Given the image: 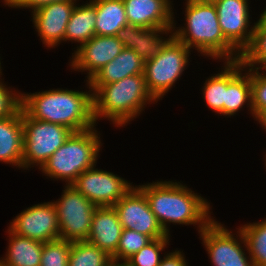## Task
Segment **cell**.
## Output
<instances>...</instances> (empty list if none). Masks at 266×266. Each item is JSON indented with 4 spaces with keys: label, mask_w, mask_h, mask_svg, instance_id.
<instances>
[{
    "label": "cell",
    "mask_w": 266,
    "mask_h": 266,
    "mask_svg": "<svg viewBox=\"0 0 266 266\" xmlns=\"http://www.w3.org/2000/svg\"><path fill=\"white\" fill-rule=\"evenodd\" d=\"M10 221L7 227L19 236L42 243L60 238L57 210L52 201L26 206Z\"/></svg>",
    "instance_id": "cell-12"
},
{
    "label": "cell",
    "mask_w": 266,
    "mask_h": 266,
    "mask_svg": "<svg viewBox=\"0 0 266 266\" xmlns=\"http://www.w3.org/2000/svg\"><path fill=\"white\" fill-rule=\"evenodd\" d=\"M254 266H266V217L239 224Z\"/></svg>",
    "instance_id": "cell-27"
},
{
    "label": "cell",
    "mask_w": 266,
    "mask_h": 266,
    "mask_svg": "<svg viewBox=\"0 0 266 266\" xmlns=\"http://www.w3.org/2000/svg\"><path fill=\"white\" fill-rule=\"evenodd\" d=\"M172 4H174V6L176 5L175 3H173L174 2V0H169Z\"/></svg>",
    "instance_id": "cell-43"
},
{
    "label": "cell",
    "mask_w": 266,
    "mask_h": 266,
    "mask_svg": "<svg viewBox=\"0 0 266 266\" xmlns=\"http://www.w3.org/2000/svg\"><path fill=\"white\" fill-rule=\"evenodd\" d=\"M82 83L84 87L77 90L61 86L33 93L21 90V108L33 119L64 125L73 132L93 128L97 125L93 92L89 81L84 79Z\"/></svg>",
    "instance_id": "cell-2"
},
{
    "label": "cell",
    "mask_w": 266,
    "mask_h": 266,
    "mask_svg": "<svg viewBox=\"0 0 266 266\" xmlns=\"http://www.w3.org/2000/svg\"><path fill=\"white\" fill-rule=\"evenodd\" d=\"M151 241L152 239L145 234L123 228L116 252L111 256L112 260L124 263Z\"/></svg>",
    "instance_id": "cell-30"
},
{
    "label": "cell",
    "mask_w": 266,
    "mask_h": 266,
    "mask_svg": "<svg viewBox=\"0 0 266 266\" xmlns=\"http://www.w3.org/2000/svg\"><path fill=\"white\" fill-rule=\"evenodd\" d=\"M197 235L211 266H254L239 225L234 230L215 217Z\"/></svg>",
    "instance_id": "cell-8"
},
{
    "label": "cell",
    "mask_w": 266,
    "mask_h": 266,
    "mask_svg": "<svg viewBox=\"0 0 266 266\" xmlns=\"http://www.w3.org/2000/svg\"><path fill=\"white\" fill-rule=\"evenodd\" d=\"M184 250L180 248H172L167 250L166 254L162 257L159 266H191L190 261L186 259Z\"/></svg>",
    "instance_id": "cell-34"
},
{
    "label": "cell",
    "mask_w": 266,
    "mask_h": 266,
    "mask_svg": "<svg viewBox=\"0 0 266 266\" xmlns=\"http://www.w3.org/2000/svg\"><path fill=\"white\" fill-rule=\"evenodd\" d=\"M256 124L259 125V128L261 127V130H264L266 133V113L257 121Z\"/></svg>",
    "instance_id": "cell-36"
},
{
    "label": "cell",
    "mask_w": 266,
    "mask_h": 266,
    "mask_svg": "<svg viewBox=\"0 0 266 266\" xmlns=\"http://www.w3.org/2000/svg\"><path fill=\"white\" fill-rule=\"evenodd\" d=\"M6 228V252L0 256V266H40L43 243L19 236Z\"/></svg>",
    "instance_id": "cell-22"
},
{
    "label": "cell",
    "mask_w": 266,
    "mask_h": 266,
    "mask_svg": "<svg viewBox=\"0 0 266 266\" xmlns=\"http://www.w3.org/2000/svg\"><path fill=\"white\" fill-rule=\"evenodd\" d=\"M23 123L22 108L13 116L0 119V163L22 172Z\"/></svg>",
    "instance_id": "cell-20"
},
{
    "label": "cell",
    "mask_w": 266,
    "mask_h": 266,
    "mask_svg": "<svg viewBox=\"0 0 266 266\" xmlns=\"http://www.w3.org/2000/svg\"><path fill=\"white\" fill-rule=\"evenodd\" d=\"M154 104L160 103L148 92L144 74L131 75L102 85L93 93V116L97 126L105 120L120 130L130 126Z\"/></svg>",
    "instance_id": "cell-4"
},
{
    "label": "cell",
    "mask_w": 266,
    "mask_h": 266,
    "mask_svg": "<svg viewBox=\"0 0 266 266\" xmlns=\"http://www.w3.org/2000/svg\"><path fill=\"white\" fill-rule=\"evenodd\" d=\"M171 237L154 239L124 263L126 266H159L173 241ZM171 242V243H170ZM167 248V249H166Z\"/></svg>",
    "instance_id": "cell-29"
},
{
    "label": "cell",
    "mask_w": 266,
    "mask_h": 266,
    "mask_svg": "<svg viewBox=\"0 0 266 266\" xmlns=\"http://www.w3.org/2000/svg\"><path fill=\"white\" fill-rule=\"evenodd\" d=\"M129 25L173 28L174 4L169 0H123Z\"/></svg>",
    "instance_id": "cell-18"
},
{
    "label": "cell",
    "mask_w": 266,
    "mask_h": 266,
    "mask_svg": "<svg viewBox=\"0 0 266 266\" xmlns=\"http://www.w3.org/2000/svg\"><path fill=\"white\" fill-rule=\"evenodd\" d=\"M259 14H261V15H263V16H266V3H265V5H264V8L261 9V11H260V9H259Z\"/></svg>",
    "instance_id": "cell-40"
},
{
    "label": "cell",
    "mask_w": 266,
    "mask_h": 266,
    "mask_svg": "<svg viewBox=\"0 0 266 266\" xmlns=\"http://www.w3.org/2000/svg\"><path fill=\"white\" fill-rule=\"evenodd\" d=\"M98 164L82 172L71 185L97 207H113L134 184Z\"/></svg>",
    "instance_id": "cell-10"
},
{
    "label": "cell",
    "mask_w": 266,
    "mask_h": 266,
    "mask_svg": "<svg viewBox=\"0 0 266 266\" xmlns=\"http://www.w3.org/2000/svg\"><path fill=\"white\" fill-rule=\"evenodd\" d=\"M137 74H144V61L133 50L124 48L118 56L100 68L88 81L94 93L102 85Z\"/></svg>",
    "instance_id": "cell-21"
},
{
    "label": "cell",
    "mask_w": 266,
    "mask_h": 266,
    "mask_svg": "<svg viewBox=\"0 0 266 266\" xmlns=\"http://www.w3.org/2000/svg\"><path fill=\"white\" fill-rule=\"evenodd\" d=\"M251 2V0H216L213 2L224 38L240 54L250 44L256 21L260 15L250 5ZM252 7L254 12L251 10Z\"/></svg>",
    "instance_id": "cell-11"
},
{
    "label": "cell",
    "mask_w": 266,
    "mask_h": 266,
    "mask_svg": "<svg viewBox=\"0 0 266 266\" xmlns=\"http://www.w3.org/2000/svg\"><path fill=\"white\" fill-rule=\"evenodd\" d=\"M123 228L149 236L152 240L172 237L165 233L151 211L145 194L134 185L114 206Z\"/></svg>",
    "instance_id": "cell-13"
},
{
    "label": "cell",
    "mask_w": 266,
    "mask_h": 266,
    "mask_svg": "<svg viewBox=\"0 0 266 266\" xmlns=\"http://www.w3.org/2000/svg\"><path fill=\"white\" fill-rule=\"evenodd\" d=\"M0 75V119L13 116L21 108V90Z\"/></svg>",
    "instance_id": "cell-33"
},
{
    "label": "cell",
    "mask_w": 266,
    "mask_h": 266,
    "mask_svg": "<svg viewBox=\"0 0 266 266\" xmlns=\"http://www.w3.org/2000/svg\"><path fill=\"white\" fill-rule=\"evenodd\" d=\"M244 109L256 124L252 109L251 69L243 67L239 60L226 61L224 117L236 118Z\"/></svg>",
    "instance_id": "cell-16"
},
{
    "label": "cell",
    "mask_w": 266,
    "mask_h": 266,
    "mask_svg": "<svg viewBox=\"0 0 266 266\" xmlns=\"http://www.w3.org/2000/svg\"><path fill=\"white\" fill-rule=\"evenodd\" d=\"M93 128L72 132L65 143L38 170L45 179L71 185L77 177L100 161L103 152L102 130Z\"/></svg>",
    "instance_id": "cell-5"
},
{
    "label": "cell",
    "mask_w": 266,
    "mask_h": 266,
    "mask_svg": "<svg viewBox=\"0 0 266 266\" xmlns=\"http://www.w3.org/2000/svg\"><path fill=\"white\" fill-rule=\"evenodd\" d=\"M180 14H184L177 22L174 7V37L184 43L197 57L212 62L237 61L240 53L224 38L218 23L217 10L214 3L198 0H183ZM183 24H182V22ZM178 24V25H177ZM196 53V54H195Z\"/></svg>",
    "instance_id": "cell-3"
},
{
    "label": "cell",
    "mask_w": 266,
    "mask_h": 266,
    "mask_svg": "<svg viewBox=\"0 0 266 266\" xmlns=\"http://www.w3.org/2000/svg\"><path fill=\"white\" fill-rule=\"evenodd\" d=\"M78 1H61L40 7L30 13L34 34L48 51L64 46L66 26Z\"/></svg>",
    "instance_id": "cell-15"
},
{
    "label": "cell",
    "mask_w": 266,
    "mask_h": 266,
    "mask_svg": "<svg viewBox=\"0 0 266 266\" xmlns=\"http://www.w3.org/2000/svg\"><path fill=\"white\" fill-rule=\"evenodd\" d=\"M251 97L257 123L266 113V69H251Z\"/></svg>",
    "instance_id": "cell-32"
},
{
    "label": "cell",
    "mask_w": 266,
    "mask_h": 266,
    "mask_svg": "<svg viewBox=\"0 0 266 266\" xmlns=\"http://www.w3.org/2000/svg\"><path fill=\"white\" fill-rule=\"evenodd\" d=\"M81 2V4H80ZM96 6L91 0H79L66 26L64 44H74L72 53L95 36Z\"/></svg>",
    "instance_id": "cell-23"
},
{
    "label": "cell",
    "mask_w": 266,
    "mask_h": 266,
    "mask_svg": "<svg viewBox=\"0 0 266 266\" xmlns=\"http://www.w3.org/2000/svg\"><path fill=\"white\" fill-rule=\"evenodd\" d=\"M22 123V172L39 170L73 132L64 125L33 119L23 110Z\"/></svg>",
    "instance_id": "cell-7"
},
{
    "label": "cell",
    "mask_w": 266,
    "mask_h": 266,
    "mask_svg": "<svg viewBox=\"0 0 266 266\" xmlns=\"http://www.w3.org/2000/svg\"><path fill=\"white\" fill-rule=\"evenodd\" d=\"M112 257L88 241L72 242L68 266H107Z\"/></svg>",
    "instance_id": "cell-28"
},
{
    "label": "cell",
    "mask_w": 266,
    "mask_h": 266,
    "mask_svg": "<svg viewBox=\"0 0 266 266\" xmlns=\"http://www.w3.org/2000/svg\"><path fill=\"white\" fill-rule=\"evenodd\" d=\"M124 49L116 36H93L80 46L67 62L69 72H81L89 80L100 68L110 63Z\"/></svg>",
    "instance_id": "cell-14"
},
{
    "label": "cell",
    "mask_w": 266,
    "mask_h": 266,
    "mask_svg": "<svg viewBox=\"0 0 266 266\" xmlns=\"http://www.w3.org/2000/svg\"><path fill=\"white\" fill-rule=\"evenodd\" d=\"M198 1H201V2H211V3H213V2H215L216 0H198Z\"/></svg>",
    "instance_id": "cell-42"
},
{
    "label": "cell",
    "mask_w": 266,
    "mask_h": 266,
    "mask_svg": "<svg viewBox=\"0 0 266 266\" xmlns=\"http://www.w3.org/2000/svg\"><path fill=\"white\" fill-rule=\"evenodd\" d=\"M96 6L95 35L116 36L129 25L123 0H91Z\"/></svg>",
    "instance_id": "cell-24"
},
{
    "label": "cell",
    "mask_w": 266,
    "mask_h": 266,
    "mask_svg": "<svg viewBox=\"0 0 266 266\" xmlns=\"http://www.w3.org/2000/svg\"><path fill=\"white\" fill-rule=\"evenodd\" d=\"M239 61L247 69H266V16H258L250 44L241 52Z\"/></svg>",
    "instance_id": "cell-26"
},
{
    "label": "cell",
    "mask_w": 266,
    "mask_h": 266,
    "mask_svg": "<svg viewBox=\"0 0 266 266\" xmlns=\"http://www.w3.org/2000/svg\"><path fill=\"white\" fill-rule=\"evenodd\" d=\"M222 64V65H221ZM216 72L205 77L199 89L205 106L214 115L224 116V102L226 97V61H222ZM202 92V93H201Z\"/></svg>",
    "instance_id": "cell-25"
},
{
    "label": "cell",
    "mask_w": 266,
    "mask_h": 266,
    "mask_svg": "<svg viewBox=\"0 0 266 266\" xmlns=\"http://www.w3.org/2000/svg\"><path fill=\"white\" fill-rule=\"evenodd\" d=\"M61 196L51 200L57 210L60 239L68 242L86 241L97 206L73 185H62Z\"/></svg>",
    "instance_id": "cell-9"
},
{
    "label": "cell",
    "mask_w": 266,
    "mask_h": 266,
    "mask_svg": "<svg viewBox=\"0 0 266 266\" xmlns=\"http://www.w3.org/2000/svg\"><path fill=\"white\" fill-rule=\"evenodd\" d=\"M17 0H0V3L2 2V4L0 5L1 7L4 6V8L8 7L10 8Z\"/></svg>",
    "instance_id": "cell-37"
},
{
    "label": "cell",
    "mask_w": 266,
    "mask_h": 266,
    "mask_svg": "<svg viewBox=\"0 0 266 266\" xmlns=\"http://www.w3.org/2000/svg\"><path fill=\"white\" fill-rule=\"evenodd\" d=\"M0 52H1V50H0ZM1 57H2V55L0 54V75H1V74H4V73H3V70H4V68H3V66H4V65H3V62H4V61H2L3 59H2Z\"/></svg>",
    "instance_id": "cell-39"
},
{
    "label": "cell",
    "mask_w": 266,
    "mask_h": 266,
    "mask_svg": "<svg viewBox=\"0 0 266 266\" xmlns=\"http://www.w3.org/2000/svg\"><path fill=\"white\" fill-rule=\"evenodd\" d=\"M107 266H126L123 262L111 261Z\"/></svg>",
    "instance_id": "cell-38"
},
{
    "label": "cell",
    "mask_w": 266,
    "mask_h": 266,
    "mask_svg": "<svg viewBox=\"0 0 266 266\" xmlns=\"http://www.w3.org/2000/svg\"><path fill=\"white\" fill-rule=\"evenodd\" d=\"M116 37L124 48L133 50L146 62L156 57L174 37L173 28H142L127 25L119 29Z\"/></svg>",
    "instance_id": "cell-17"
},
{
    "label": "cell",
    "mask_w": 266,
    "mask_h": 266,
    "mask_svg": "<svg viewBox=\"0 0 266 266\" xmlns=\"http://www.w3.org/2000/svg\"><path fill=\"white\" fill-rule=\"evenodd\" d=\"M265 153H264V155H263V162H264V166L263 167H265V169H266V150L264 151ZM265 172H266V170H265Z\"/></svg>",
    "instance_id": "cell-41"
},
{
    "label": "cell",
    "mask_w": 266,
    "mask_h": 266,
    "mask_svg": "<svg viewBox=\"0 0 266 266\" xmlns=\"http://www.w3.org/2000/svg\"><path fill=\"white\" fill-rule=\"evenodd\" d=\"M122 231L123 226L114 207H97L86 241L112 256L116 252Z\"/></svg>",
    "instance_id": "cell-19"
},
{
    "label": "cell",
    "mask_w": 266,
    "mask_h": 266,
    "mask_svg": "<svg viewBox=\"0 0 266 266\" xmlns=\"http://www.w3.org/2000/svg\"><path fill=\"white\" fill-rule=\"evenodd\" d=\"M72 242L57 239L43 243L40 266H68Z\"/></svg>",
    "instance_id": "cell-31"
},
{
    "label": "cell",
    "mask_w": 266,
    "mask_h": 266,
    "mask_svg": "<svg viewBox=\"0 0 266 266\" xmlns=\"http://www.w3.org/2000/svg\"><path fill=\"white\" fill-rule=\"evenodd\" d=\"M61 1H79V0H17L10 8L12 10L15 9V11L17 9L19 11L20 9H22V11L26 10L32 13L33 11L39 9L42 6Z\"/></svg>",
    "instance_id": "cell-35"
},
{
    "label": "cell",
    "mask_w": 266,
    "mask_h": 266,
    "mask_svg": "<svg viewBox=\"0 0 266 266\" xmlns=\"http://www.w3.org/2000/svg\"><path fill=\"white\" fill-rule=\"evenodd\" d=\"M134 184L145 194L151 211L169 236H173V225L187 228L193 225L199 234L216 217L209 198L182 180L156 179Z\"/></svg>",
    "instance_id": "cell-1"
},
{
    "label": "cell",
    "mask_w": 266,
    "mask_h": 266,
    "mask_svg": "<svg viewBox=\"0 0 266 266\" xmlns=\"http://www.w3.org/2000/svg\"><path fill=\"white\" fill-rule=\"evenodd\" d=\"M193 52L173 37L153 59L144 62V78L148 92L160 102L175 87L192 62ZM192 57V58H191ZM187 69V70H186Z\"/></svg>",
    "instance_id": "cell-6"
}]
</instances>
